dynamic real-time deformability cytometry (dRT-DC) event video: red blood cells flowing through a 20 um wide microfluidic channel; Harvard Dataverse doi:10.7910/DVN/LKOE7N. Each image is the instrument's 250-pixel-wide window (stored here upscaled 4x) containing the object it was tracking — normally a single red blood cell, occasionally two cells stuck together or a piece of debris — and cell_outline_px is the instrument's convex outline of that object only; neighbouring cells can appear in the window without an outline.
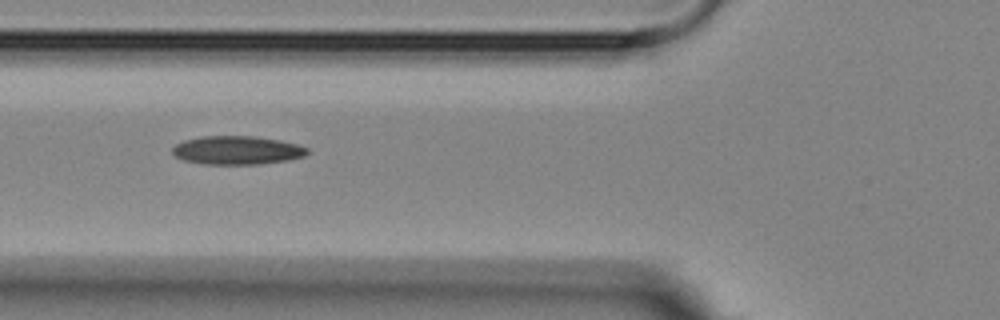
{"species": "Egyptian fruit bat (a non-hibernating species)", "species_latin": "Rousettus aegyptiacus", "temperature_condition": "room temperature", "stored_images_in_passage": 7, "camera_frame_rate_fps": 3000, "um_per_image_px": 0.085, "animal": {"sex": "female"}, "frame": {"image": 1, "passage_image": 3, "time_ms": 3.667, "image_size_px": [1000, 320], "cell_outline_px": [[308, 152], [304, 156], [288, 160], [260, 164], [204, 164], [184, 160], [176, 156], [172, 152], [172, 148], [176, 144], [184, 140], [200, 136], [256, 136], [280, 140], [296, 144], [308, 148]], "centroid_in_image_um": [20.15, 12.76], "position_along_channel_um": 105.7, "area_um2": 22.43}}
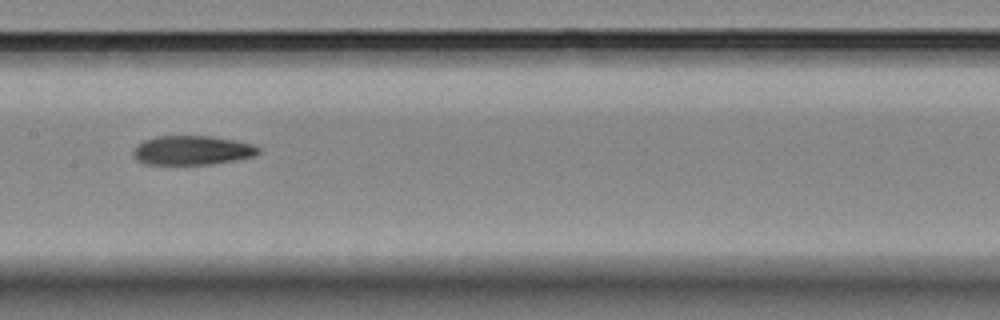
{"frame": {"image": 2, "passage_image": 5, "time_ms": 6.0, "image_size_px": [1000, 320], "cell_outline_px": [[260, 152], [252, 156], [236, 160], [212, 164], [144, 164], [136, 160], [132, 156], [132, 152], [144, 140], [156, 136], [212, 136], [236, 140], [252, 144], [260, 148]], "centroid_in_image_um": [16.33, 12.77], "position_along_channel_um": 191.1, "area_um2": 21.33}}
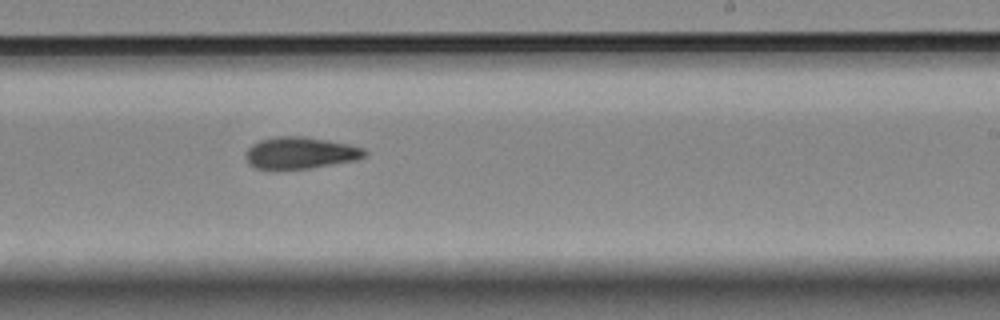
{"frame": {"image": 3, "passage_image": 7, "time_ms": 8.0, "image_size_px": [1000, 320], "cell_outline_px": [[368, 156], [356, 160], [308, 168], [256, 168], [248, 164], [244, 156], [244, 152], [252, 144], [260, 140], [276, 136], [304, 136], [348, 144], [364, 148], [368, 152]], "centroid_in_image_um": [25.52, 12.98], "position_along_channel_um": 263.5, "area_um2": 21.96}}